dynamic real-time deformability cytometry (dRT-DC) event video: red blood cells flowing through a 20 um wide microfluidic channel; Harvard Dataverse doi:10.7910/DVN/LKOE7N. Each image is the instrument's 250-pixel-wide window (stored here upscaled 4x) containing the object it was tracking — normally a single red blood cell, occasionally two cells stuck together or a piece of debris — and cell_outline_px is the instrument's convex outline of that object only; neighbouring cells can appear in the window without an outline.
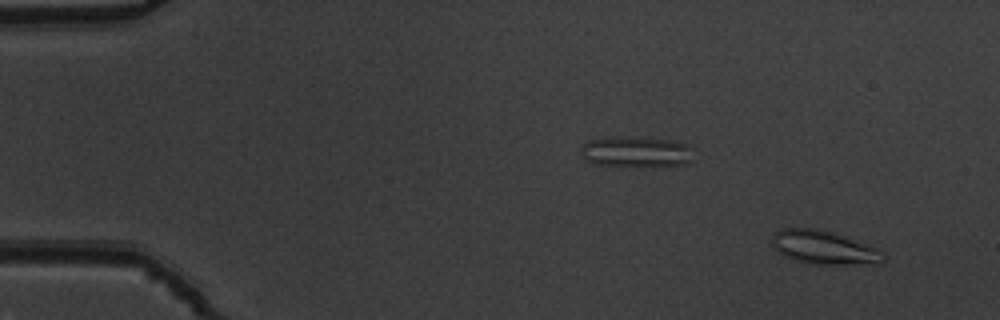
{"species": "common noctule bat (a hibernating species)", "species_latin": "Nyctalus noctula", "temperature_condition": "warm", "stored_images_in_passage": 51, "camera_frame_rate_fps": 3000, "um_per_image_px": 0.085, "animal": {"sex": "male", "body_mass_g": 19.5, "forearm_length_mm": 54.6}, "frame": {"image": 1, "passage_image": 1, "time_ms": 0.0, "image_size_px": [1000, 320], "cell_outline_px": [[884, 260], [876, 264], [816, 264], [796, 260], [784, 256], [772, 244], [772, 236], [776, 232], [784, 228], [812, 228], [832, 232], [876, 248], [884, 256]], "centroid_in_image_um": [70.01, 21.04], "position_along_channel_um": 15.0, "area_um2": 21.21}}
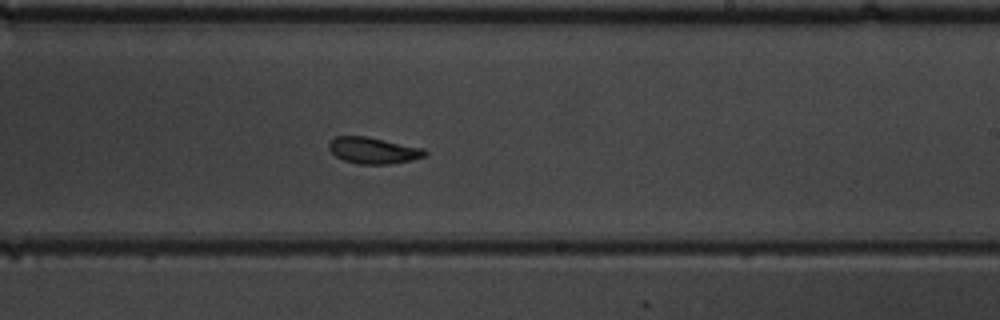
{"frame": {"image": 2, "passage_image": 30, "time_ms": 9.667, "image_size_px": [1000, 320], "cell_outline_px": [[428, 152], [424, 156], [412, 160], [388, 164], [356, 164], [344, 160], [336, 156], [328, 148], [328, 144], [336, 136], [368, 136], [424, 148]], "centroid_in_image_um": [31.74, 12.78], "position_along_channel_um": 257.3, "area_um2": 14.8}}
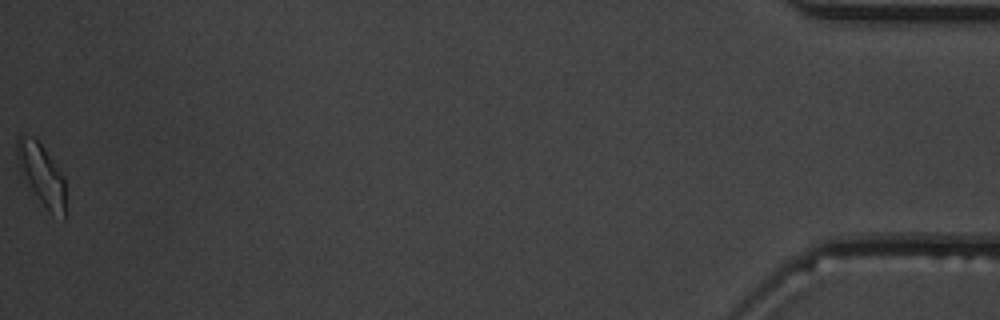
{"frame": {"image": 3, "passage_image": 51, "time_ms": 16.667, "image_size_px": [1000, 320], "cell_outline_px": [[68, 216], [64, 220], [52, 216], [48, 212], [36, 196], [20, 172], [16, 156], [16, 136], [20, 132], [32, 136], [44, 148], [64, 176]], "centroid_in_image_um": [3.57, 14.9], "position_along_channel_um": 431.6, "area_um2": 18.21}, "authors_computed_cell_mechanics": {"area_um2": 15.4326, "velocity_mm_per_s": 3.8105, "shape_relaxation_time_tau1_ms": 3.9483, "shape_relaxation_time_tau2_ms": 2.154, "deformation_change_tau1": 0.1554, "deformation_change_tau2": 0.0885}}